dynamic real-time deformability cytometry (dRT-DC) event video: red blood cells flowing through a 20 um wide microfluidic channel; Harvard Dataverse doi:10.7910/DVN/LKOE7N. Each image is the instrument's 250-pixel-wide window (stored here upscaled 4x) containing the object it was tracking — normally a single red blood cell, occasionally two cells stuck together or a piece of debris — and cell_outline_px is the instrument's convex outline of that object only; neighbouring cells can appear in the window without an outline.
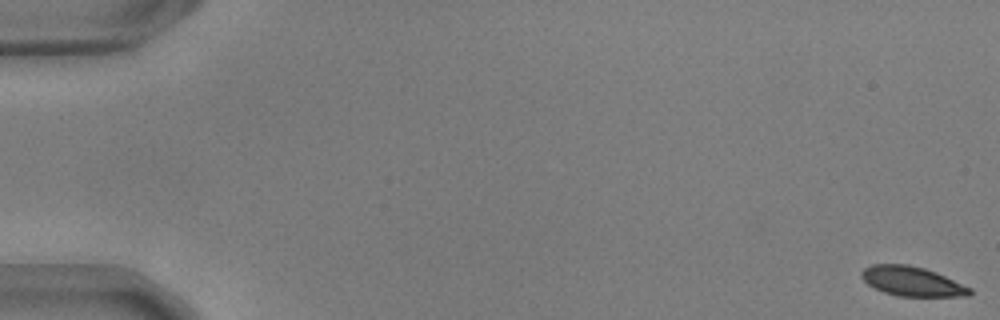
{"species": "common noctule bat (a hibernating species)", "species_latin": "Nyctalus noctula", "temperature_condition": "warm", "stored_images_in_passage": 11, "camera_frame_rate_fps": 3000, "um_per_image_px": 0.085, "animal": {"sex": "male", "body_mass_g": 17.9, "forearm_length_mm": 54.2}, "frame": {"image": 1, "passage_image": 1, "time_ms": 0.0, "image_size_px": [1000, 320], "cell_outline_px": [[972, 292], [968, 296], [896, 296], [884, 292], [868, 284], [860, 276], [860, 272], [864, 268], [872, 264], [908, 264], [924, 268], [936, 272], [972, 288]], "centroid_in_image_um": [77.52, 23.91], "position_along_channel_um": 7.5, "area_um2": 18.61}}